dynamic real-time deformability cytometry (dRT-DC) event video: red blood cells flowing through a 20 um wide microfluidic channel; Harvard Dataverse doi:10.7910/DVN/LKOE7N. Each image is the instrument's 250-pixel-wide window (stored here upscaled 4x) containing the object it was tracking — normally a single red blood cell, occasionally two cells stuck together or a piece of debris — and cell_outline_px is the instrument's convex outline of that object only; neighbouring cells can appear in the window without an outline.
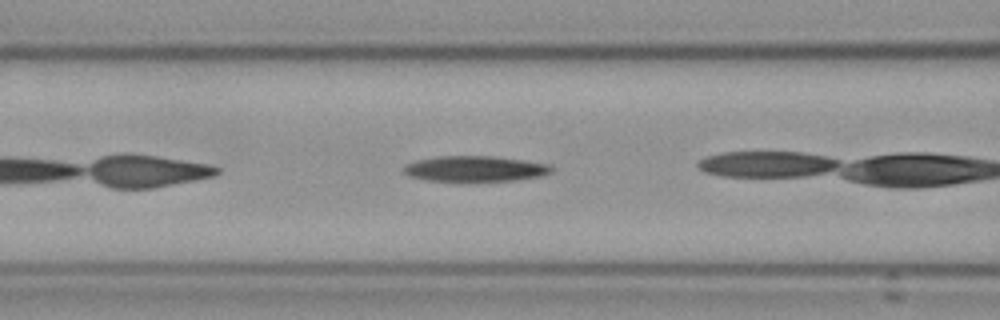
{"species": "Egyptian fruit bat (a non-hibernating species)", "species_latin": "Rousettus aegyptiacus", "temperature_condition": "cold", "stored_images_in_passage": 22, "camera_frame_rate_fps": 3000, "um_per_image_px": 0.085, "frame": {"image": 1, "passage_image": 4, "time_ms": 1.0, "image_size_px": [1000, 320], "cell_outline_px": [[552, 172], [540, 176], [512, 180], [428, 180], [408, 176], [404, 172], [404, 164], [416, 160], [440, 156], [492, 156], [524, 160], [552, 164]], "centroid_in_image_um": [40.38, 14.32], "position_along_channel_um": 126.2, "area_um2": 21.73}}